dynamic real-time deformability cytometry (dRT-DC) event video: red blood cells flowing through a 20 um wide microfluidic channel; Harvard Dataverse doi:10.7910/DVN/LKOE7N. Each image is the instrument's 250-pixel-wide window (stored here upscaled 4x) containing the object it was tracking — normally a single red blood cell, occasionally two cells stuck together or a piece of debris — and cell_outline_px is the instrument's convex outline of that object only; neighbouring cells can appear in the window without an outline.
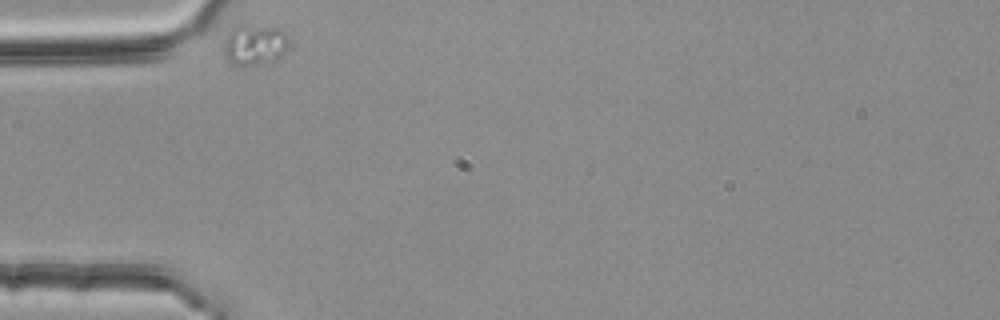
{"species": "common noctule bat (a hibernating species)", "species_latin": "Nyctalus noctula", "temperature_condition": "room temperature", "stored_images_in_passage": 8, "camera_frame_rate_fps": 3000, "um_per_image_px": 0.085, "animal": {"sex": "female", "body_mass_g": 25.1}, "frame": {"image": 1, "passage_image": 1, "time_ms": 0.0, "image_size_px": [1000, 320], "cell_outline_px": [[288, 44], [284, 52], [280, 56], [260, 64], [232, 64], [228, 60], [224, 52], [224, 48], [228, 32], [232, 28], [240, 24], [276, 28], [284, 32], [288, 40]], "centroid_in_image_um": [21.62, 3.78], "position_along_channel_um": 63.4, "area_um2": 14.91}}